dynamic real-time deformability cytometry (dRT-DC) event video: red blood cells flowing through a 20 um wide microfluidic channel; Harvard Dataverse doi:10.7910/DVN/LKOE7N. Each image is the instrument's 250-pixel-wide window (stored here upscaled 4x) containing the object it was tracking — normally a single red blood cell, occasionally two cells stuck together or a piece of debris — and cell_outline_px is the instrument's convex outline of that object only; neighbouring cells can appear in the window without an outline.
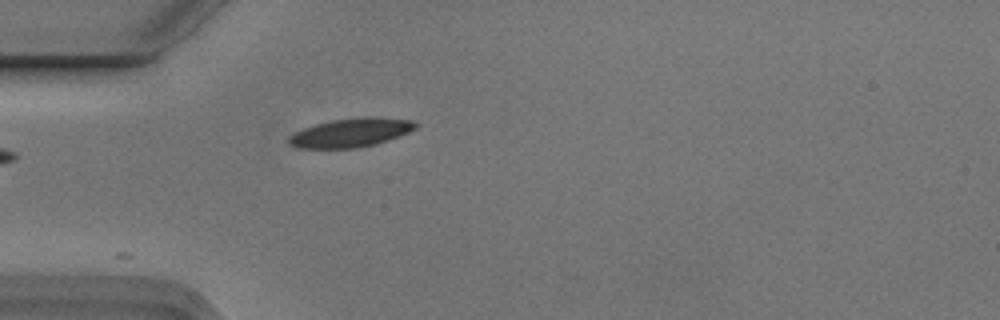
{"species": "Egyptian fruit bat (a non-hibernating species)", "species_latin": "Rousettus aegyptiacus", "temperature_condition": "cold", "stored_images_in_passage": 5, "camera_frame_rate_fps": 3000, "um_per_image_px": 0.085, "animal": {"sex": "male"}, "frame": {"image": 1, "passage_image": 5, "time_ms": 1.333, "image_size_px": [1000, 320], "cell_outline_px": [[420, 124], [416, 128], [408, 132], [376, 144], [356, 148], [300, 148], [288, 144], [288, 136], [304, 128], [316, 124], [332, 120], [360, 116], [380, 116], [416, 120]], "centroid_in_image_um": [29.88, 11.25], "position_along_channel_um": 55.1, "area_um2": 21.56}}